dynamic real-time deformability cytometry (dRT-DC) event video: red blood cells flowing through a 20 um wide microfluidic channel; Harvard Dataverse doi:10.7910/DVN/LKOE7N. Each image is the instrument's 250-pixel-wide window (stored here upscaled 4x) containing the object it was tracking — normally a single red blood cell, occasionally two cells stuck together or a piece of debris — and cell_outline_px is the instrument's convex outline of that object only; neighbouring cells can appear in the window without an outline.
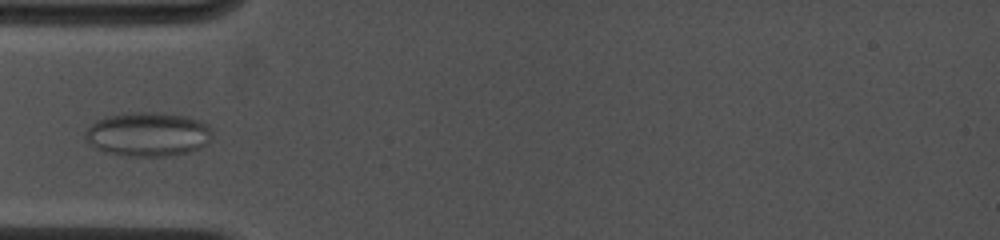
{"species": "common noctule bat (a hibernating species)", "species_latin": "Nyctalus noctula", "temperature_condition": "cold", "stored_images_in_passage": 8, "camera_frame_rate_fps": 4500, "um_per_image_px": 0.085, "animal": {"sex": "female", "body_mass_g": 19.0, "forearm_length_mm": 53.3}, "frame": {"image": 1, "passage_image": 5, "time_ms": 4.0, "image_size_px": [1000, 240], "cell_outline_px": [[212, 140], [208, 144], [200, 148], [188, 152], [172, 156], [124, 156], [104, 152], [96, 148], [84, 140], [84, 132], [96, 120], [104, 116], [128, 112], [164, 112], [188, 116], [200, 120], [208, 124], [212, 128]], "centroid_in_image_um": [12.6, 11.4], "position_along_channel_um": 72.4, "area_um2": 33.52}}
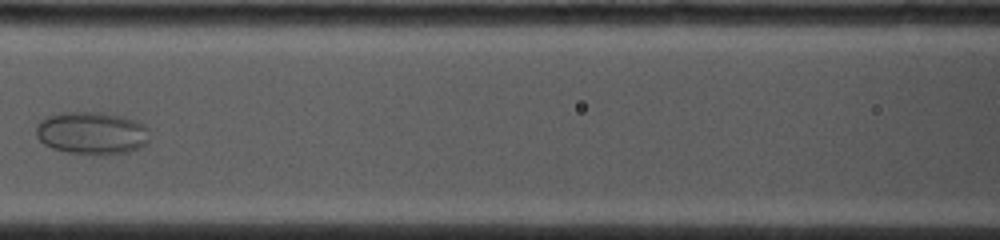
{"frame": {"image": 2, "passage_image": 7, "time_ms": 6.222, "image_size_px": [1000, 240], "cell_outline_px": [[148, 140], [140, 148], [128, 152], [92, 156], [68, 152], [52, 148], [44, 144], [36, 136], [36, 124], [40, 120], [48, 116], [60, 112], [104, 112], [124, 116], [136, 120], [144, 124], [148, 128]], "centroid_in_image_um": [7.8, 11.31], "position_along_channel_um": 158.8, "area_um2": 28.73}}
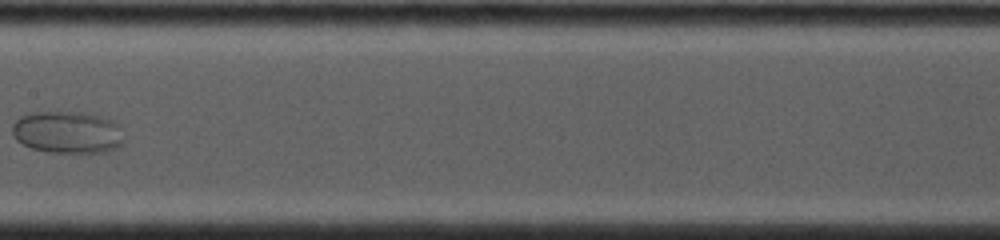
{"frame": {"image": 3, "passage_image": 8, "time_ms": 7.333, "image_size_px": [1000, 240], "cell_outline_px": [[124, 140], [116, 148], [104, 152], [48, 152], [32, 148], [16, 140], [12, 132], [12, 124], [20, 116], [32, 112], [88, 112], [112, 120], [120, 124]], "centroid_in_image_um": [5.75, 11.23], "position_along_channel_um": 201.7, "area_um2": 27.63}}